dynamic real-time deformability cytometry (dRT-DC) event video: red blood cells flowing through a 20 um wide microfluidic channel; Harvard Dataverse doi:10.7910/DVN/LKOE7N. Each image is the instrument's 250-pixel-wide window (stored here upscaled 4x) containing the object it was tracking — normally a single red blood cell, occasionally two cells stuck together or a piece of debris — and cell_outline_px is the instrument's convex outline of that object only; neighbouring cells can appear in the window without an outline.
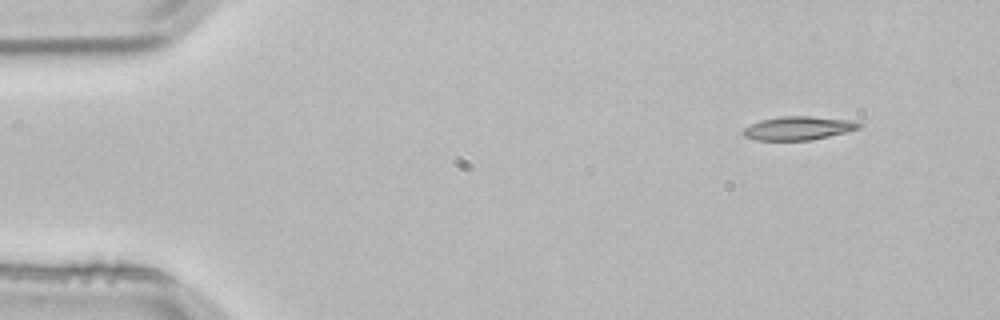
{"species": "common noctule bat (a hibernating species)", "species_latin": "Nyctalus noctula", "temperature_condition": "room temperature", "stored_images_in_passage": 4, "camera_frame_rate_fps": 3000, "um_per_image_px": 0.085, "animal": {"sex": "male", "body_mass_g": 21.5, "forearm_length_mm": 52.0}, "frame": {"image": 1, "passage_image": 1, "time_ms": 0.0, "image_size_px": [1000, 320], "cell_outline_px": [[864, 124], [860, 128], [812, 140], [756, 140], [744, 136], [740, 132], [744, 128], [760, 120], [780, 116], [812, 116], [852, 120]], "centroid_in_image_um": [67.85, 10.88], "position_along_channel_um": 17.2, "area_um2": 15.95}}
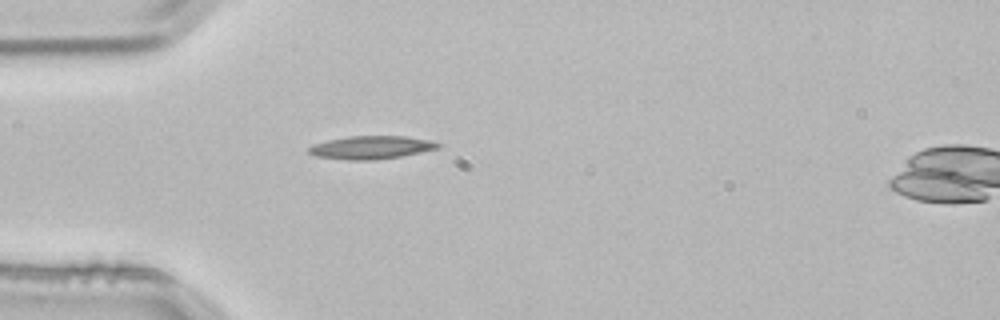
{"frame": {"image": 2, "passage_image": 3, "time_ms": 0.667, "image_size_px": [1000, 320], "cell_outline_px": [[440, 148], [400, 156], [372, 160], [348, 160], [316, 156], [308, 152], [308, 148], [312, 144], [328, 140], [348, 136], [404, 136], [432, 140], [440, 144]], "centroid_in_image_um": [31.54, 12.52], "position_along_channel_um": 53.5, "area_um2": 17.34}}